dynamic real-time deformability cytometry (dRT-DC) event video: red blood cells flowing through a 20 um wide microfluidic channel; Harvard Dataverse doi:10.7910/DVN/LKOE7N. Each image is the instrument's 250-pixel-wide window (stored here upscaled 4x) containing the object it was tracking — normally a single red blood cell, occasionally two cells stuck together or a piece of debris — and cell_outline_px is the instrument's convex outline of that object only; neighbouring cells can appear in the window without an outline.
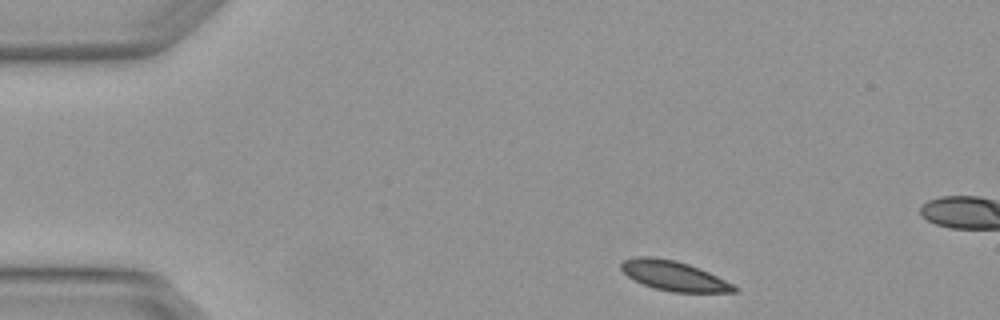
{"species": "Egyptian fruit bat (a non-hibernating species)", "species_latin": "Rousettus aegyptiacus", "temperature_condition": "warm", "stored_images_in_passage": 3, "camera_frame_rate_fps": 3000, "um_per_image_px": 0.085, "animal": {"sex": "female"}, "frame": {"image": 1, "passage_image": 1, "time_ms": 0.0, "image_size_px": [1000, 320], "cell_outline_px": [[740, 292], [672, 292], [656, 288], [644, 284], [628, 276], [620, 268], [620, 264], [624, 260], [636, 256], [652, 256], [676, 260], [688, 264], [708, 272], [740, 288]], "centroid_in_image_um": [57.28, 23.44], "position_along_channel_um": 27.7, "area_um2": 19.42}}